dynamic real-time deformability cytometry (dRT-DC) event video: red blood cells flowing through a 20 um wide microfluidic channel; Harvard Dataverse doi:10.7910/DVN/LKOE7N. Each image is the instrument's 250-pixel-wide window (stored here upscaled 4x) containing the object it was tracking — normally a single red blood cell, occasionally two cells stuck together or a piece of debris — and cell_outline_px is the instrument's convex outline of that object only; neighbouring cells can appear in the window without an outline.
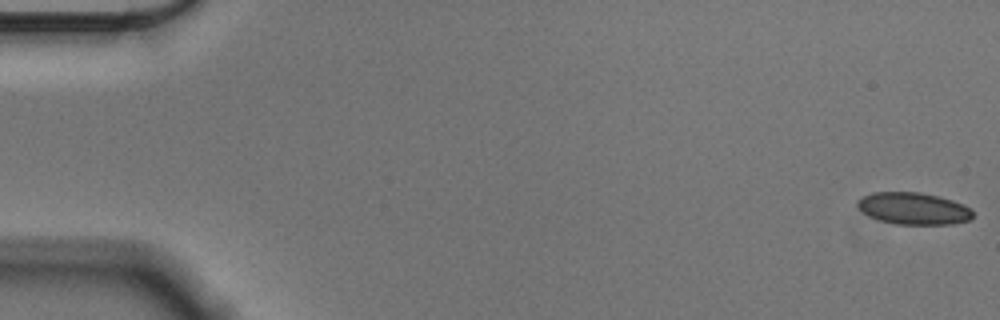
{"species": "Egyptian fruit bat (a non-hibernating species)", "species_latin": "Rousettus aegyptiacus", "temperature_condition": "cold", "stored_images_in_passage": 56, "camera_frame_rate_fps": 3000, "um_per_image_px": 0.085, "animal": {"sex": "male"}, "frame": {"image": 1, "passage_image": 1, "time_ms": 0.0, "image_size_px": [1000, 320], "cell_outline_px": [[972, 216], [968, 220], [952, 224], [896, 224], [880, 220], [868, 216], [856, 204], [856, 200], [872, 192], [920, 192], [952, 200], [964, 204], [972, 208]], "centroid_in_image_um": [77.64, 17.72], "position_along_channel_um": 7.4, "area_um2": 21.39}}
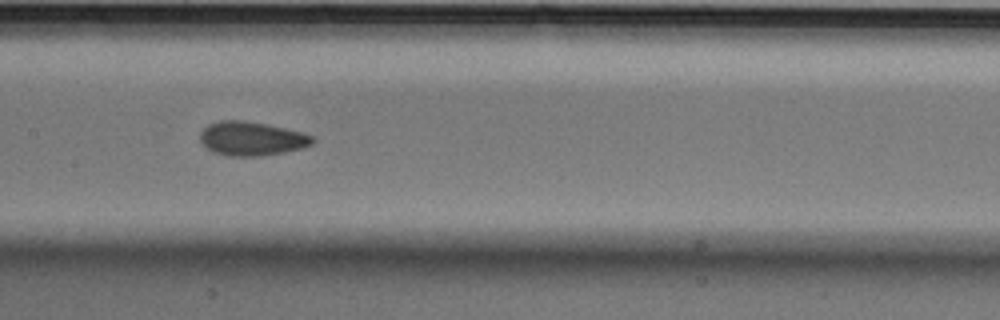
{"frame": {"image": 2, "passage_image": 28, "time_ms": 9.0, "image_size_px": [1000, 320], "cell_outline_px": [[316, 140], [312, 144], [304, 148], [284, 152], [260, 156], [228, 156], [212, 152], [200, 140], [200, 132], [208, 124], [220, 120], [240, 120], [264, 124], [304, 132], [312, 136]], "centroid_in_image_um": [21.4, 11.79], "position_along_channel_um": 186.0, "area_um2": 22.25}}
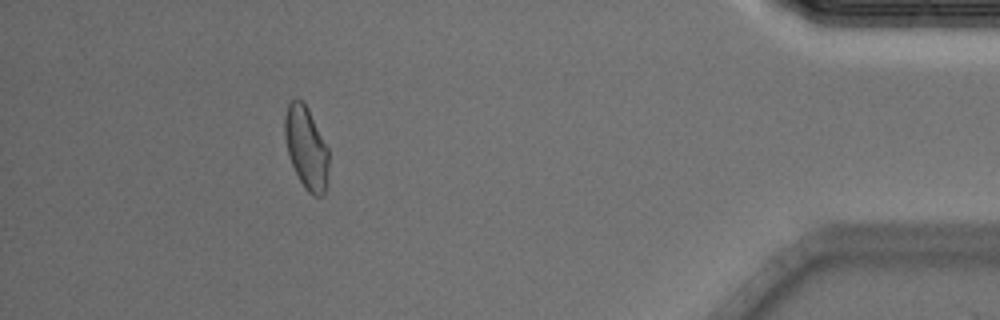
{"frame": {"image": 3, "passage_image": 51, "time_ms": 16.667, "image_size_px": [1000, 320], "cell_outline_px": [[328, 168], [324, 196], [312, 196], [304, 188], [288, 156], [284, 136], [284, 116], [288, 104], [296, 96], [308, 108], [328, 148]], "centroid_in_image_um": [26.01, 12.56], "position_along_channel_um": 409.2, "area_um2": 21.15}, "authors_computed_cell_mechanics": {"area_um2": 21.7039, "velocity_mm_per_s": 3.5843, "shape_relaxation_time_tau1_ms": 9.1837, "shape_relaxation_time_tau2_ms": 1.8274, "deformation_change_tau1": 0.1485, "deformation_change_tau2": 0.0647}}